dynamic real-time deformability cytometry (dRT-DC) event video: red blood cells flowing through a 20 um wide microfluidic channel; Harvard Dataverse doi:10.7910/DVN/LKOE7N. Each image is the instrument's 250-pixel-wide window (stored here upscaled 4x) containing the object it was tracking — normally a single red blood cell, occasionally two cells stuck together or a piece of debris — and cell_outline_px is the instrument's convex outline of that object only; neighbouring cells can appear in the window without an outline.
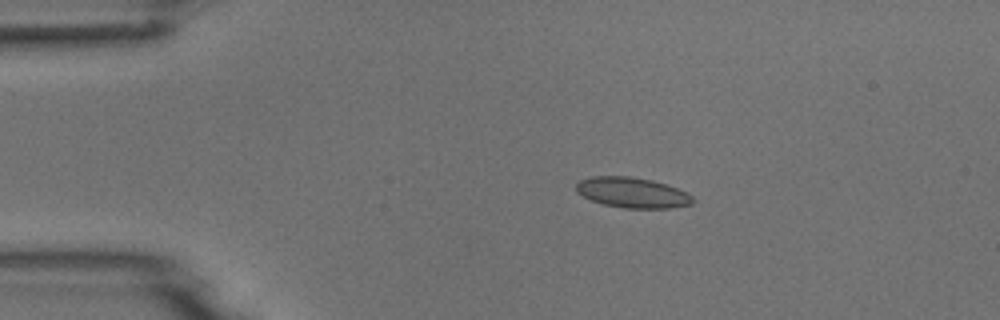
{"species": "common noctule bat (a hibernating species)", "species_latin": "Nyctalus noctula", "temperature_condition": "room temperature", "stored_images_in_passage": 8, "camera_frame_rate_fps": 3000, "um_per_image_px": 0.085, "animal": {"sex": "male", "body_mass_g": 18.8}, "frame": {"image": 1, "passage_image": 3, "time_ms": 2.333, "image_size_px": [1000, 320], "cell_outline_px": [[692, 204], [668, 208], [624, 208], [604, 204], [592, 200], [576, 192], [576, 184], [580, 180], [592, 176], [632, 176], [652, 180], [688, 192], [692, 196]], "centroid_in_image_um": [53.73, 16.36], "position_along_channel_um": 31.3, "area_um2": 20.52}}
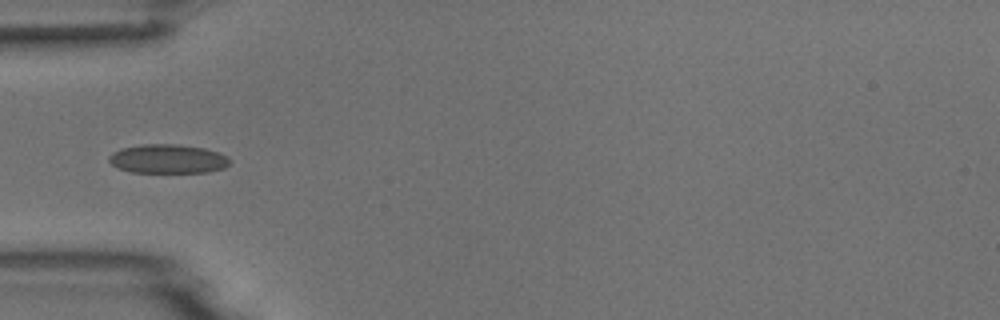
{"frame": {"image": 2, "passage_image": 5, "time_ms": 4.667, "image_size_px": [1000, 320], "cell_outline_px": [[232, 160], [224, 168], [208, 172], [132, 172], [116, 168], [108, 160], [108, 156], [112, 152], [120, 148], [144, 144], [176, 144], [204, 148], [228, 156]], "centroid_in_image_um": [14.24, 13.5], "position_along_channel_um": 70.8, "area_um2": 20.52}}